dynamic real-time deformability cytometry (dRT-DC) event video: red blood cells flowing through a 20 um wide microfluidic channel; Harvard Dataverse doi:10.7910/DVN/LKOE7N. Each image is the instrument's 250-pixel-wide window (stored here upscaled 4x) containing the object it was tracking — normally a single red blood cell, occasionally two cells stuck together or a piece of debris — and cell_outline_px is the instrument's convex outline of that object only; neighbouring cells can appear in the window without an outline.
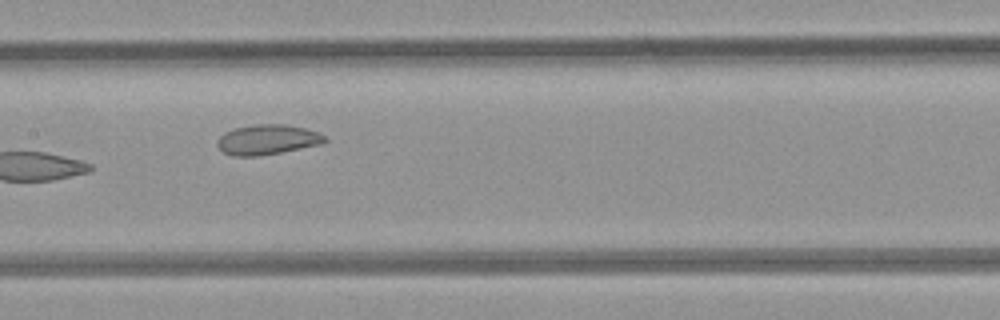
{"species": "common noctule bat (a hibernating species)", "species_latin": "Nyctalus noctula", "temperature_condition": "room temperature", "stored_images_in_passage": 8, "camera_frame_rate_fps": 3000, "um_per_image_px": 0.085, "animal": {"sex": "female", "body_mass_g": 21.9}, "frame": {"image": 1, "passage_image": 5, "time_ms": 4.667, "image_size_px": [1000, 320], "cell_outline_px": [[328, 140], [324, 144], [280, 152], [256, 156], [232, 156], [224, 152], [216, 144], [216, 140], [224, 132], [232, 128], [256, 124], [284, 124], [304, 128], [316, 132], [324, 136]], "centroid_in_image_um": [22.7, 11.86], "position_along_channel_um": 184.7, "area_um2": 18.84}}
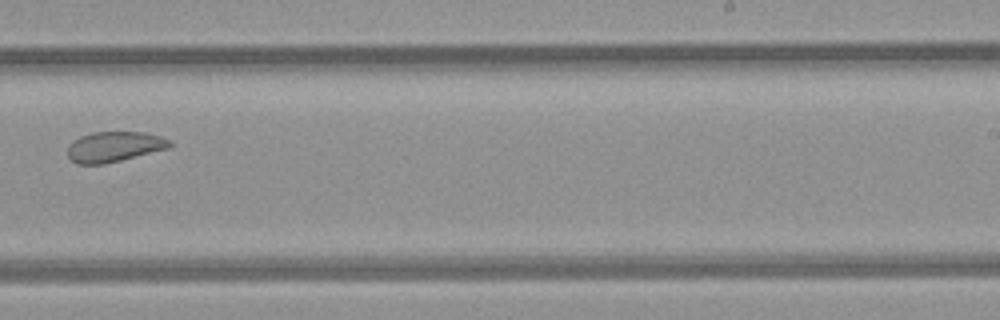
{"frame": {"image": 2, "passage_image": 7, "time_ms": 7.0, "image_size_px": [1000, 320], "cell_outline_px": [[172, 148], [104, 164], [76, 164], [68, 156], [68, 148], [72, 140], [80, 136], [92, 132], [144, 132], [160, 136], [172, 140]], "centroid_in_image_um": [9.75, 12.47], "position_along_channel_um": 279.3, "area_um2": 18.26}}
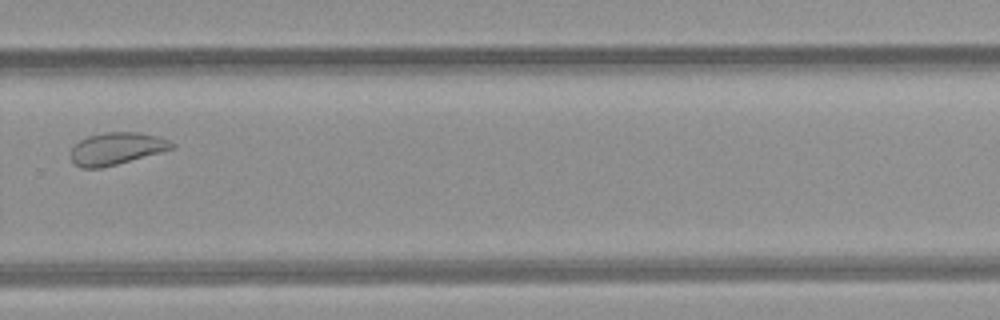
{"frame": {"image": 3, "passage_image": 8, "time_ms": 8.0, "image_size_px": [1000, 320], "cell_outline_px": [[176, 148], [116, 164], [100, 168], [80, 168], [72, 164], [72, 148], [80, 140], [88, 136], [104, 132], [140, 132], [160, 136], [176, 144]], "centroid_in_image_um": [9.93, 12.62], "position_along_channel_um": 319.9, "area_um2": 19.02}}